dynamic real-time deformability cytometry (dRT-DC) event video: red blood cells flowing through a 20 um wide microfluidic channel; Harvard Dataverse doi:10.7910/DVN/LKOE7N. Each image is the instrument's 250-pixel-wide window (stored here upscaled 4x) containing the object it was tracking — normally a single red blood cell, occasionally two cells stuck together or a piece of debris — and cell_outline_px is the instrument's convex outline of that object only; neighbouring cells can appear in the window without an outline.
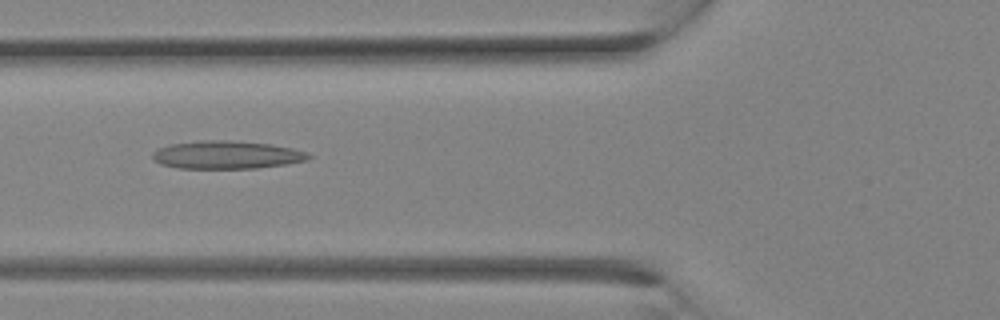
{"species": "Egyptian fruit bat (a non-hibernating species)", "species_latin": "Rousettus aegyptiacus", "temperature_condition": "room temperature", "stored_images_in_passage": 29, "camera_frame_rate_fps": 3000, "um_per_image_px": 0.085, "animal": {"sex": "female"}, "frame": {"image": 1, "passage_image": 11, "time_ms": 3.333, "image_size_px": [1000, 320], "cell_outline_px": [[312, 156], [308, 160], [288, 164], [256, 168], [176, 168], [160, 164], [152, 160], [152, 152], [160, 148], [172, 144], [204, 140], [232, 140], [272, 144], [292, 148], [308, 152]], "centroid_in_image_um": [19.29, 13.16], "position_along_channel_um": 106.5, "area_um2": 25.61}}
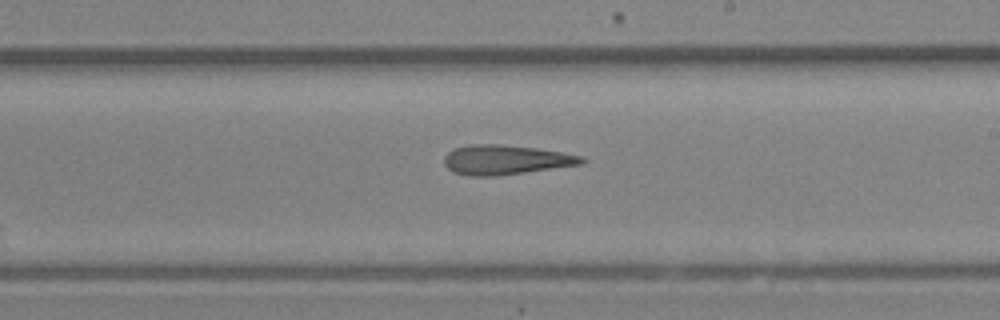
{"frame": {"image": 2, "passage_image": 17, "time_ms": 5.333, "image_size_px": [1000, 320], "cell_outline_px": [[588, 160], [584, 164], [496, 176], [468, 176], [452, 172], [444, 164], [444, 156], [448, 152], [456, 148], [472, 144], [500, 144], [536, 148], [584, 156]], "centroid_in_image_um": [43.0, 13.59], "position_along_channel_um": 246.0, "area_um2": 23.81}}
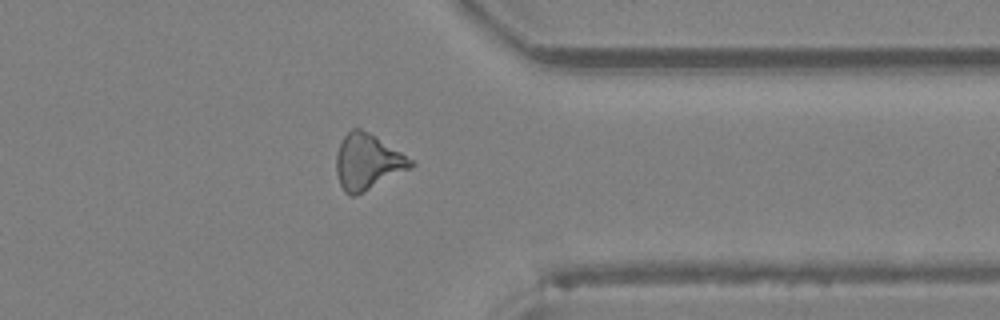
{"frame": {"image": 3, "passage_image": 23, "time_ms": 7.333, "image_size_px": [1000, 320], "cell_outline_px": [[416, 164], [364, 192], [356, 196], [352, 196], [344, 192], [340, 184], [336, 172], [336, 152], [344, 136], [352, 128], [360, 128], [376, 136], [412, 160]], "centroid_in_image_um": [31.19, 13.76], "position_along_channel_um": 380.2, "area_um2": 23.76}}